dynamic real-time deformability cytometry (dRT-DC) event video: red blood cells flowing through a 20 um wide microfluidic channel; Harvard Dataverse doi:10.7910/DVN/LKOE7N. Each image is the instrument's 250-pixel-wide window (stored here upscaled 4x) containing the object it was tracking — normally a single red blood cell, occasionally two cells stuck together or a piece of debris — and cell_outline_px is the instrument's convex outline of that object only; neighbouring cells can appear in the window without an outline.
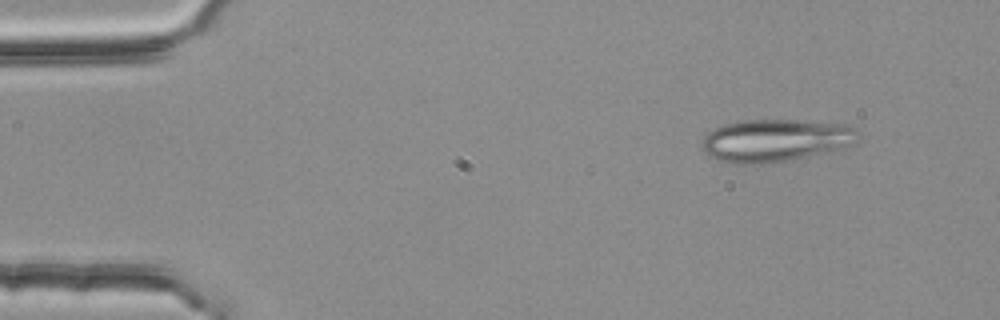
{"species": "common noctule bat (a hibernating species)", "species_latin": "Nyctalus noctula", "temperature_condition": "room temperature", "stored_images_in_passage": 3, "camera_frame_rate_fps": 3000, "um_per_image_px": 0.085, "animal": {"sex": "female", "body_mass_g": 25.1}, "frame": {"image": 1, "passage_image": 1, "time_ms": 0.0, "image_size_px": [1000, 320], "cell_outline_px": [[860, 140], [856, 144], [844, 148], [788, 160], [760, 164], [736, 164], [716, 160], [708, 156], [704, 152], [704, 136], [708, 132], [724, 124], [740, 120], [796, 120], [848, 124], [856, 128], [860, 136]], "centroid_in_image_um": [65.96, 11.93], "position_along_channel_um": 19.0, "area_um2": 39.02}}